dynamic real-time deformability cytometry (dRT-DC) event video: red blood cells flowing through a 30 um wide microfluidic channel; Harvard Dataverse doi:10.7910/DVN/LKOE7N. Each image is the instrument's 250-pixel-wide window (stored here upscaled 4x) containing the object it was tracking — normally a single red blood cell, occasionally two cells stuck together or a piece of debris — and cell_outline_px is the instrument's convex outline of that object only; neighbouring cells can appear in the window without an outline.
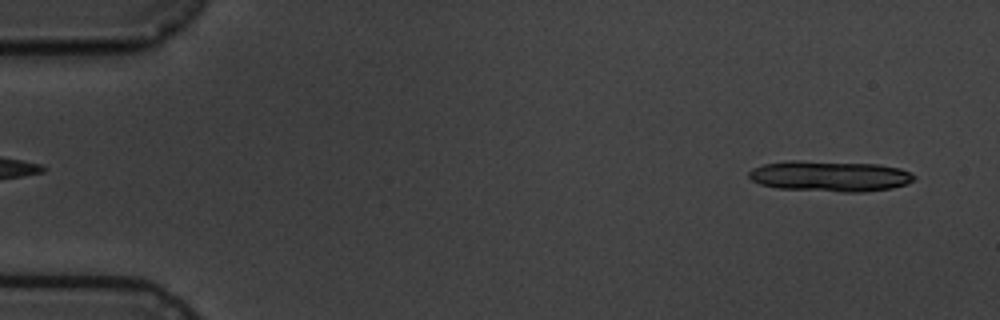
{"species": "common noctule bat (a hibernating species)", "species_latin": "Nyctalus noctula", "temperature_condition": "cold", "stored_images_in_passage": 4, "segment_of_instrument_passage": [2, 2], "camera_frame_rate_fps": 3000, "um_per_image_px": 0.085, "animal": {"sex": "male", "body_mass_g": 19.5, "forearm_length_mm": 54.6}, "frame": {"image": 1, "passage_image": 4, "time_ms": 3.333, "image_size_px": [1000, 320], "cell_outline_px": [[916, 180], [908, 184], [892, 188], [864, 192], [844, 192], [776, 188], [760, 184], [752, 180], [748, 176], [748, 172], [752, 168], [764, 164], [788, 160], [800, 160], [876, 164], [900, 168], [916, 176]], "centroid_in_image_um": [70.54, 14.97], "position_along_channel_um": 14.5, "area_um2": 29.82}}